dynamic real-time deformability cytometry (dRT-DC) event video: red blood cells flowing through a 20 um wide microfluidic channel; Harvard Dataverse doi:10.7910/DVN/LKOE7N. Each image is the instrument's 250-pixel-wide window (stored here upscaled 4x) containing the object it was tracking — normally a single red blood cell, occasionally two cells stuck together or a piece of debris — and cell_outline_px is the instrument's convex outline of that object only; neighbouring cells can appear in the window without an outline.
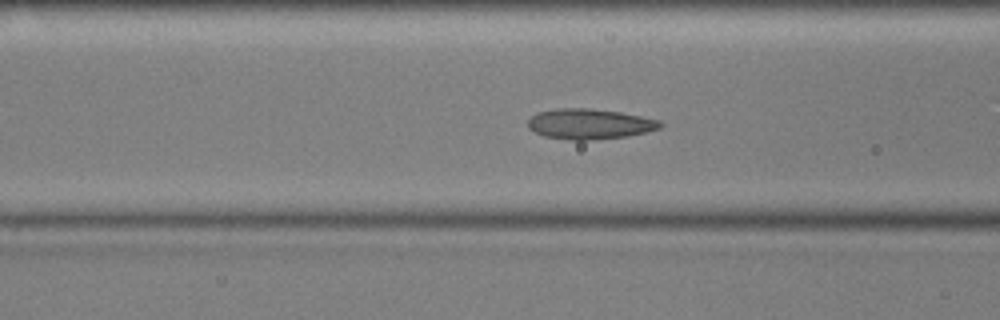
{"species": "common noctule bat (a hibernating species)", "species_latin": "Nyctalus noctula", "temperature_condition": "cold", "stored_images_in_passage": 55, "camera_frame_rate_fps": 3000, "um_per_image_px": 0.085, "animal": {"sex": "male", "body_mass_g": 17.9, "forearm_length_mm": 54.2}, "frame": {"image": 1, "passage_image": 21, "time_ms": 6.667, "image_size_px": [1000, 320], "cell_outline_px": [[664, 124], [660, 128], [628, 136], [592, 140], [568, 140], [544, 136], [528, 128], [528, 120], [536, 112], [556, 108], [592, 108], [620, 112], [660, 120]], "centroid_in_image_um": [50.1, 10.53], "position_along_channel_um": 116.5, "area_um2": 23.52}}
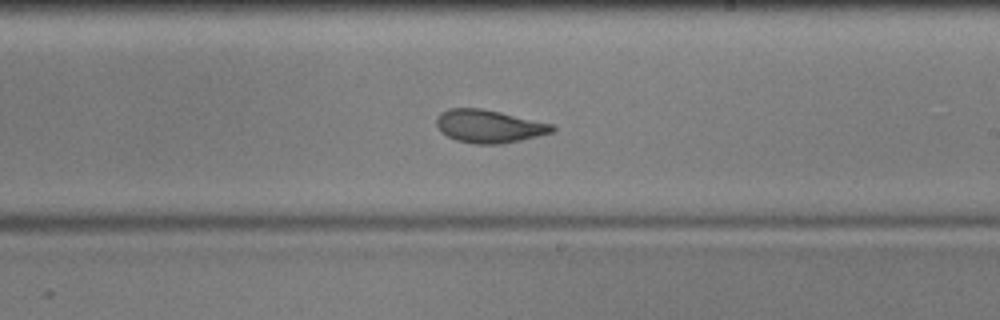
{"frame": {"image": 2, "passage_image": 32, "time_ms": 10.333, "image_size_px": [1000, 320], "cell_outline_px": [[556, 128], [552, 132], [520, 140], [500, 144], [476, 144], [456, 140], [440, 132], [436, 124], [436, 116], [440, 112], [448, 108], [480, 108], [500, 112], [552, 124]], "centroid_in_image_um": [41.5, 10.73], "position_along_channel_um": 247.5, "area_um2": 22.14}}
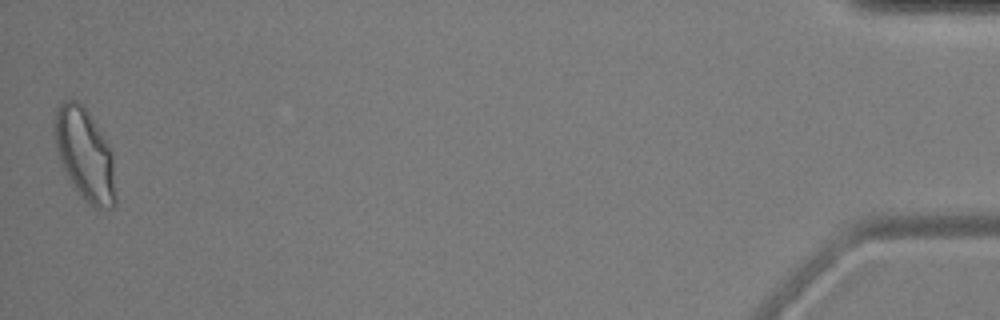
{"frame": {"image": 3, "passage_image": 55, "time_ms": 18.0, "image_size_px": [1000, 320], "cell_outline_px": [[116, 204], [112, 208], [96, 208], [84, 200], [68, 176], [60, 160], [56, 148], [52, 128], [56, 108], [64, 100], [76, 100], [88, 112], [108, 144], [112, 152], [116, 196]], "centroid_in_image_um": [7.2, 13.13], "position_along_channel_um": 428.0, "area_um2": 32.48}, "authors_computed_cell_mechanics": {"area_um2": 23.5246, "velocity_mm_per_s": 3.5725, "shape_relaxation_time_tau1_ms": 4.7359, "shape_relaxation_time_tau2_ms": 1.2922, "deformation_change_tau1": 0.1306, "deformation_change_tau2": 0.0769}}